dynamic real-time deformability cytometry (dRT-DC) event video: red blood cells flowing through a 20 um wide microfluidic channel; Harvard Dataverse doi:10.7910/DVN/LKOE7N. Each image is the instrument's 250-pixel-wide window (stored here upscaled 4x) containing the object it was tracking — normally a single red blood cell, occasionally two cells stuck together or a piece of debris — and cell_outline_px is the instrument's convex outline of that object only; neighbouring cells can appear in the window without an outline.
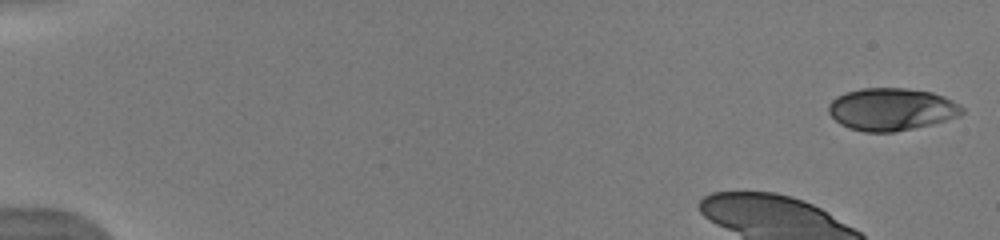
{"species": "human", "species_latin": "Homo sapiens", "temperature_condition": "warm", "stored_images_in_passage": 22, "camera_frame_rate_fps": 3000, "um_per_image_px": 0.085, "donor": {"sex": "male"}, "frame": {"image": 1, "passage_image": 1, "time_ms": 0.0, "image_size_px": [1000, 240], "cell_outline_px": [[964, 112], [960, 116], [932, 124], [896, 132], [864, 132], [848, 128], [840, 124], [828, 112], [828, 104], [836, 96], [848, 92], [864, 88], [904, 88], [932, 92], [944, 96], [964, 108]], "centroid_in_image_um": [75.77, 9.3], "position_along_channel_um": 9.2, "area_um2": 33.06}}